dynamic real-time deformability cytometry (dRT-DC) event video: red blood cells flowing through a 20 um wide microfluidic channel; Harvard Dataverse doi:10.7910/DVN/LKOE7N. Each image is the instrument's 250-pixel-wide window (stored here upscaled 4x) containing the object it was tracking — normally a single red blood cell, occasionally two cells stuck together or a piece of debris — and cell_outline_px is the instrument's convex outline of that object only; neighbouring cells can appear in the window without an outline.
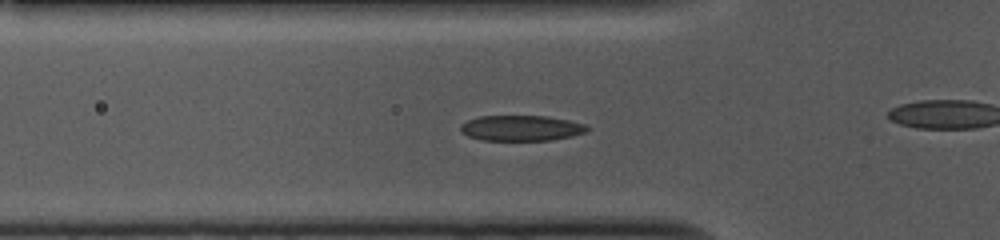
{"species": "common noctule bat (a hibernating species)", "species_latin": "Nyctalus noctula", "temperature_condition": "cold", "stored_images_in_passage": 42, "camera_frame_rate_fps": 3000, "um_per_image_px": 0.085, "animal": {"sex": "female", "body_mass_g": 10.0, "forearm_length_mm": 53.1}, "frame": {"image": 1, "passage_image": 5, "time_ms": 1.333, "image_size_px": [1000, 240], "cell_outline_px": [[588, 132], [572, 136], [552, 140], [480, 140], [468, 136], [460, 132], [460, 124], [468, 120], [480, 116], [548, 116], [568, 120], [584, 124], [588, 128]], "centroid_in_image_um": [44.28, 10.89], "position_along_channel_um": 81.5, "area_um2": 18.9}}
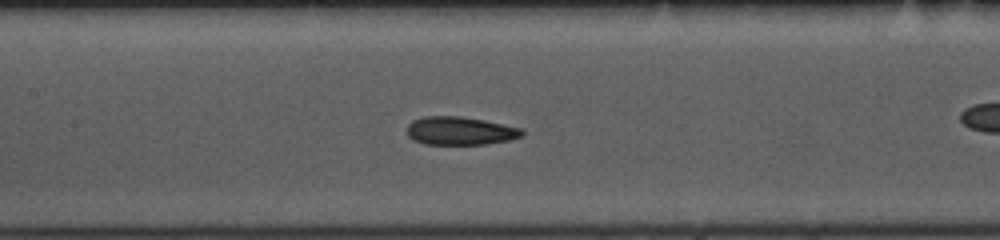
{"frame": {"image": 2, "passage_image": 12, "time_ms": 3.667, "image_size_px": [1000, 240], "cell_outline_px": [[524, 136], [508, 140], [484, 144], [424, 144], [412, 140], [408, 136], [408, 124], [412, 120], [424, 116], [460, 116], [484, 120], [520, 128], [524, 132]], "centroid_in_image_um": [39.08, 11.12], "position_along_channel_um": 168.3, "area_um2": 18.9}}
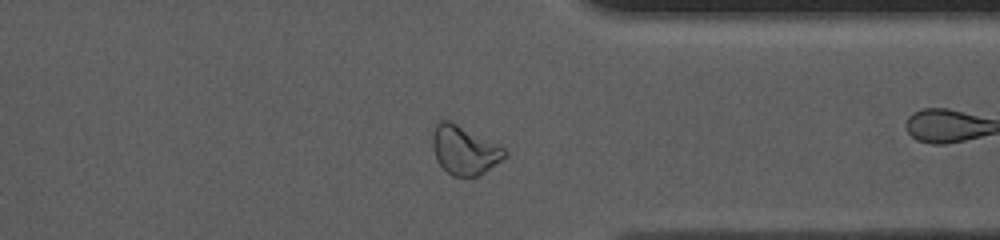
{"frame": {"image": 3, "passage_image": 29, "time_ms": 9.333, "image_size_px": [1000, 240], "cell_outline_px": [[508, 156], [480, 176], [452, 176], [436, 160], [432, 148], [432, 136], [436, 124], [440, 120], [448, 120], [504, 148], [508, 152]], "centroid_in_image_um": [39.47, 12.79], "position_along_channel_um": 371.9, "area_um2": 20.29}, "authors_computed_cell_mechanics": {"area_um2": 19.5364, "velocity_mm_per_s": 3.6825, "shape_relaxation_time_tau1_ms": 3.7857, "shape_relaxation_time_tau2_ms": 2.3468, "deformation_change_tau1": 0.1201, "deformation_change_tau2": 0.0887}}